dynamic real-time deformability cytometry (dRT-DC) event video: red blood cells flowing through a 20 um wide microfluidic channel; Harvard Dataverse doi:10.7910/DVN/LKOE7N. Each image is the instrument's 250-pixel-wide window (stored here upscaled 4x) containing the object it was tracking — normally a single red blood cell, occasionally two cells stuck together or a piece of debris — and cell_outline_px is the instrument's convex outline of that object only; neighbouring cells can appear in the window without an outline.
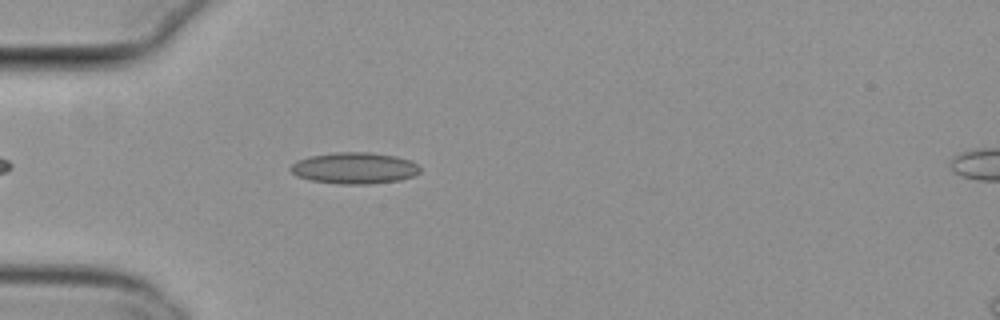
{"species": "common noctule bat (a hibernating species)", "species_latin": "Nyctalus noctula", "temperature_condition": "cold", "stored_images_in_passage": 45, "camera_frame_rate_fps": 3000, "um_per_image_px": 0.085, "animal": {"sex": "female", "body_mass_g": 29.2, "forearm_length_mm": 56.3}, "frame": {"image": 1, "passage_image": 6, "time_ms": 1.667, "image_size_px": [1000, 320], "cell_outline_px": [[420, 172], [412, 176], [400, 180], [368, 184], [340, 184], [312, 180], [296, 176], [288, 168], [296, 160], [312, 156], [336, 152], [368, 152], [396, 156], [412, 160], [420, 168]], "centroid_in_image_um": [30.13, 14.28], "position_along_channel_um": 54.9, "area_um2": 23.64}}
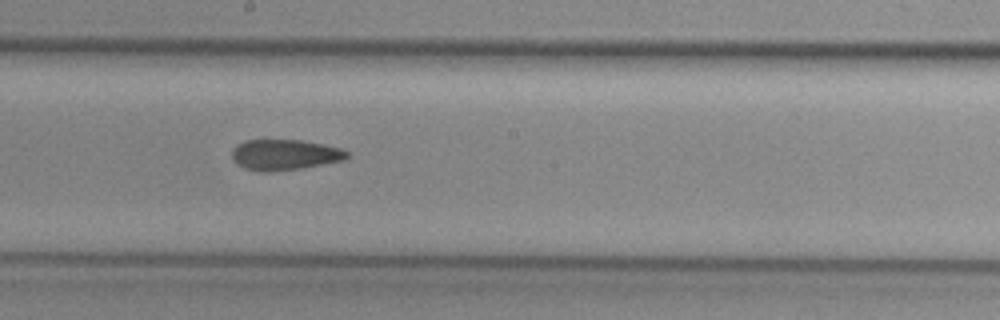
{"frame": {"image": 2, "passage_image": 20, "time_ms": 6.333, "image_size_px": [1000, 320], "cell_outline_px": [[348, 156], [344, 160], [300, 168], [268, 172], [264, 172], [244, 168], [232, 160], [232, 148], [236, 144], [244, 140], [300, 140], [324, 144], [340, 148], [348, 152]], "centroid_in_image_um": [24.16, 13.14], "position_along_channel_um": 224.0, "area_um2": 20.52}}
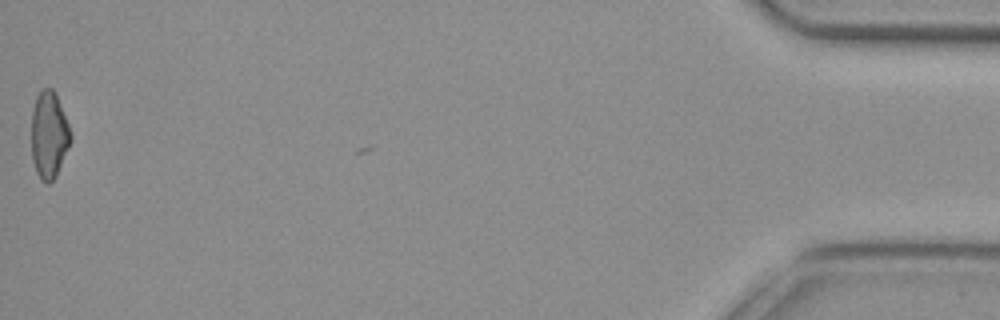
{"frame": {"image": 3, "passage_image": 44, "time_ms": 14.333, "image_size_px": [1000, 320], "cell_outline_px": [[72, 140], [56, 176], [48, 184], [44, 184], [40, 180], [36, 172], [32, 160], [32, 108], [36, 96], [40, 88], [52, 88], [56, 96], [68, 124], [72, 136]], "centroid_in_image_um": [4.15, 11.5], "position_along_channel_um": 431.0, "area_um2": 19.94}, "authors_computed_cell_mechanics": {"area_um2": 20.808, "velocity_mm_per_s": 3.8143, "shape_relaxation_time_tau1_ms": null, "shape_relaxation_time_tau2_ms": 3.7675, "deformation_change_tau1": null, "deformation_change_tau2": 0.1159}}